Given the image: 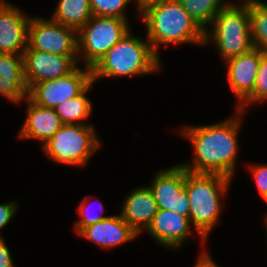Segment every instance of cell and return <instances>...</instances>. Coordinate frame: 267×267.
<instances>
[{
    "mask_svg": "<svg viewBox=\"0 0 267 267\" xmlns=\"http://www.w3.org/2000/svg\"><path fill=\"white\" fill-rule=\"evenodd\" d=\"M267 100V55L261 52V60L258 67L256 83L253 92L237 106L238 110L245 113L247 105L260 103Z\"/></svg>",
    "mask_w": 267,
    "mask_h": 267,
    "instance_id": "603a6c76",
    "label": "cell"
},
{
    "mask_svg": "<svg viewBox=\"0 0 267 267\" xmlns=\"http://www.w3.org/2000/svg\"><path fill=\"white\" fill-rule=\"evenodd\" d=\"M236 114L215 124L180 129L194 149L192 161L181 164L186 170L234 177L239 152L237 135L244 112L236 109Z\"/></svg>",
    "mask_w": 267,
    "mask_h": 267,
    "instance_id": "6da1fadb",
    "label": "cell"
},
{
    "mask_svg": "<svg viewBox=\"0 0 267 267\" xmlns=\"http://www.w3.org/2000/svg\"><path fill=\"white\" fill-rule=\"evenodd\" d=\"M232 179L215 173H196L185 169V189L190 201V222L202 244L217 224L221 213V197Z\"/></svg>",
    "mask_w": 267,
    "mask_h": 267,
    "instance_id": "3957f363",
    "label": "cell"
},
{
    "mask_svg": "<svg viewBox=\"0 0 267 267\" xmlns=\"http://www.w3.org/2000/svg\"><path fill=\"white\" fill-rule=\"evenodd\" d=\"M94 126L90 124H63L43 145L50 159L61 164L85 166L100 147Z\"/></svg>",
    "mask_w": 267,
    "mask_h": 267,
    "instance_id": "8992f818",
    "label": "cell"
},
{
    "mask_svg": "<svg viewBox=\"0 0 267 267\" xmlns=\"http://www.w3.org/2000/svg\"><path fill=\"white\" fill-rule=\"evenodd\" d=\"M248 168L252 173L259 194L261 195L262 199H265L267 197V165L251 164V166Z\"/></svg>",
    "mask_w": 267,
    "mask_h": 267,
    "instance_id": "484cf974",
    "label": "cell"
},
{
    "mask_svg": "<svg viewBox=\"0 0 267 267\" xmlns=\"http://www.w3.org/2000/svg\"><path fill=\"white\" fill-rule=\"evenodd\" d=\"M23 54H0V95L20 103L28 97Z\"/></svg>",
    "mask_w": 267,
    "mask_h": 267,
    "instance_id": "ac0fdd59",
    "label": "cell"
},
{
    "mask_svg": "<svg viewBox=\"0 0 267 267\" xmlns=\"http://www.w3.org/2000/svg\"><path fill=\"white\" fill-rule=\"evenodd\" d=\"M149 185L158 209L171 210L190 219V201L185 189V168L173 165L161 170Z\"/></svg>",
    "mask_w": 267,
    "mask_h": 267,
    "instance_id": "30bf717a",
    "label": "cell"
},
{
    "mask_svg": "<svg viewBox=\"0 0 267 267\" xmlns=\"http://www.w3.org/2000/svg\"><path fill=\"white\" fill-rule=\"evenodd\" d=\"M18 204L15 201L0 204V230L8 225L14 217L18 210ZM0 237L2 236L0 235Z\"/></svg>",
    "mask_w": 267,
    "mask_h": 267,
    "instance_id": "4316f807",
    "label": "cell"
},
{
    "mask_svg": "<svg viewBox=\"0 0 267 267\" xmlns=\"http://www.w3.org/2000/svg\"><path fill=\"white\" fill-rule=\"evenodd\" d=\"M92 82L81 94L71 97L54 108L63 124H85L92 111V103L86 96L87 91L93 86Z\"/></svg>",
    "mask_w": 267,
    "mask_h": 267,
    "instance_id": "ffe728a7",
    "label": "cell"
},
{
    "mask_svg": "<svg viewBox=\"0 0 267 267\" xmlns=\"http://www.w3.org/2000/svg\"><path fill=\"white\" fill-rule=\"evenodd\" d=\"M0 267H15L10 250L3 237H0Z\"/></svg>",
    "mask_w": 267,
    "mask_h": 267,
    "instance_id": "83f0119b",
    "label": "cell"
},
{
    "mask_svg": "<svg viewBox=\"0 0 267 267\" xmlns=\"http://www.w3.org/2000/svg\"><path fill=\"white\" fill-rule=\"evenodd\" d=\"M79 236L90 240L103 249H110L135 239L138 234L119 215H111L93 225L85 227Z\"/></svg>",
    "mask_w": 267,
    "mask_h": 267,
    "instance_id": "9a60e30c",
    "label": "cell"
},
{
    "mask_svg": "<svg viewBox=\"0 0 267 267\" xmlns=\"http://www.w3.org/2000/svg\"><path fill=\"white\" fill-rule=\"evenodd\" d=\"M264 222H265V225H264V227H265V230H266V235H267V214H266V216L264 217Z\"/></svg>",
    "mask_w": 267,
    "mask_h": 267,
    "instance_id": "4dcf8cb0",
    "label": "cell"
},
{
    "mask_svg": "<svg viewBox=\"0 0 267 267\" xmlns=\"http://www.w3.org/2000/svg\"><path fill=\"white\" fill-rule=\"evenodd\" d=\"M185 11L206 30L215 16L229 3L224 0H179Z\"/></svg>",
    "mask_w": 267,
    "mask_h": 267,
    "instance_id": "7402d4cb",
    "label": "cell"
},
{
    "mask_svg": "<svg viewBox=\"0 0 267 267\" xmlns=\"http://www.w3.org/2000/svg\"><path fill=\"white\" fill-rule=\"evenodd\" d=\"M191 222L186 216H182L171 210L158 209L151 224L145 231L151 235L160 245L177 250L190 239Z\"/></svg>",
    "mask_w": 267,
    "mask_h": 267,
    "instance_id": "4fadbf2b",
    "label": "cell"
},
{
    "mask_svg": "<svg viewBox=\"0 0 267 267\" xmlns=\"http://www.w3.org/2000/svg\"><path fill=\"white\" fill-rule=\"evenodd\" d=\"M131 30L91 68L92 80L146 75L161 69L159 57L145 38L134 37Z\"/></svg>",
    "mask_w": 267,
    "mask_h": 267,
    "instance_id": "277c9868",
    "label": "cell"
},
{
    "mask_svg": "<svg viewBox=\"0 0 267 267\" xmlns=\"http://www.w3.org/2000/svg\"><path fill=\"white\" fill-rule=\"evenodd\" d=\"M30 19L12 3L0 0V54H23Z\"/></svg>",
    "mask_w": 267,
    "mask_h": 267,
    "instance_id": "7c38bea8",
    "label": "cell"
},
{
    "mask_svg": "<svg viewBox=\"0 0 267 267\" xmlns=\"http://www.w3.org/2000/svg\"><path fill=\"white\" fill-rule=\"evenodd\" d=\"M204 30V45L215 44L223 61L250 51L253 47L250 30L249 0L229 3ZM211 29V30H210Z\"/></svg>",
    "mask_w": 267,
    "mask_h": 267,
    "instance_id": "5b68a950",
    "label": "cell"
},
{
    "mask_svg": "<svg viewBox=\"0 0 267 267\" xmlns=\"http://www.w3.org/2000/svg\"><path fill=\"white\" fill-rule=\"evenodd\" d=\"M261 51H250L224 61L227 66V80L240 105L254 90Z\"/></svg>",
    "mask_w": 267,
    "mask_h": 267,
    "instance_id": "5bb4252c",
    "label": "cell"
},
{
    "mask_svg": "<svg viewBox=\"0 0 267 267\" xmlns=\"http://www.w3.org/2000/svg\"><path fill=\"white\" fill-rule=\"evenodd\" d=\"M87 196L84 198V200H82V202L79 205V208L77 209L79 212V215L81 216V218L76 221L75 225H74V230L76 231L77 234H79L85 227H88L90 225H93L94 223H97L103 219H106L110 216H104V215H93V214H89V212L87 211L88 208V202L86 201ZM101 203V210L102 212H104V207H103V203ZM88 212V213H87ZM101 212V213H102Z\"/></svg>",
    "mask_w": 267,
    "mask_h": 267,
    "instance_id": "d4e9b609",
    "label": "cell"
},
{
    "mask_svg": "<svg viewBox=\"0 0 267 267\" xmlns=\"http://www.w3.org/2000/svg\"><path fill=\"white\" fill-rule=\"evenodd\" d=\"M127 20L117 17L92 16L77 32L78 62L92 68L129 31Z\"/></svg>",
    "mask_w": 267,
    "mask_h": 267,
    "instance_id": "52a82bcc",
    "label": "cell"
},
{
    "mask_svg": "<svg viewBox=\"0 0 267 267\" xmlns=\"http://www.w3.org/2000/svg\"><path fill=\"white\" fill-rule=\"evenodd\" d=\"M120 215L140 235L151 224L158 207L148 186L137 187L126 196Z\"/></svg>",
    "mask_w": 267,
    "mask_h": 267,
    "instance_id": "e0dca14e",
    "label": "cell"
},
{
    "mask_svg": "<svg viewBox=\"0 0 267 267\" xmlns=\"http://www.w3.org/2000/svg\"><path fill=\"white\" fill-rule=\"evenodd\" d=\"M90 67L77 66L70 74L45 82L34 84L28 91V97L43 107L54 109L60 103L81 94L91 83Z\"/></svg>",
    "mask_w": 267,
    "mask_h": 267,
    "instance_id": "ba28073f",
    "label": "cell"
},
{
    "mask_svg": "<svg viewBox=\"0 0 267 267\" xmlns=\"http://www.w3.org/2000/svg\"><path fill=\"white\" fill-rule=\"evenodd\" d=\"M28 46L59 55H77V32L51 18L32 16L28 26Z\"/></svg>",
    "mask_w": 267,
    "mask_h": 267,
    "instance_id": "9c48e42d",
    "label": "cell"
},
{
    "mask_svg": "<svg viewBox=\"0 0 267 267\" xmlns=\"http://www.w3.org/2000/svg\"><path fill=\"white\" fill-rule=\"evenodd\" d=\"M249 14L253 47L267 55V2L249 0Z\"/></svg>",
    "mask_w": 267,
    "mask_h": 267,
    "instance_id": "44dd1931",
    "label": "cell"
},
{
    "mask_svg": "<svg viewBox=\"0 0 267 267\" xmlns=\"http://www.w3.org/2000/svg\"><path fill=\"white\" fill-rule=\"evenodd\" d=\"M132 0H89L92 15L117 17L127 20L125 7Z\"/></svg>",
    "mask_w": 267,
    "mask_h": 267,
    "instance_id": "cb8c5ba5",
    "label": "cell"
},
{
    "mask_svg": "<svg viewBox=\"0 0 267 267\" xmlns=\"http://www.w3.org/2000/svg\"><path fill=\"white\" fill-rule=\"evenodd\" d=\"M27 103L26 118L18 133L20 139H37L47 143L63 123L54 109L35 104L29 97Z\"/></svg>",
    "mask_w": 267,
    "mask_h": 267,
    "instance_id": "2e32d148",
    "label": "cell"
},
{
    "mask_svg": "<svg viewBox=\"0 0 267 267\" xmlns=\"http://www.w3.org/2000/svg\"><path fill=\"white\" fill-rule=\"evenodd\" d=\"M194 267H220L215 264L208 252L202 251Z\"/></svg>",
    "mask_w": 267,
    "mask_h": 267,
    "instance_id": "f1b7e54d",
    "label": "cell"
},
{
    "mask_svg": "<svg viewBox=\"0 0 267 267\" xmlns=\"http://www.w3.org/2000/svg\"><path fill=\"white\" fill-rule=\"evenodd\" d=\"M146 27V38L160 57L164 44L204 45V30L185 11L179 0H157L143 6L138 13Z\"/></svg>",
    "mask_w": 267,
    "mask_h": 267,
    "instance_id": "7a4b0ae2",
    "label": "cell"
},
{
    "mask_svg": "<svg viewBox=\"0 0 267 267\" xmlns=\"http://www.w3.org/2000/svg\"><path fill=\"white\" fill-rule=\"evenodd\" d=\"M92 16L89 0H59L51 19L78 32Z\"/></svg>",
    "mask_w": 267,
    "mask_h": 267,
    "instance_id": "d6986e66",
    "label": "cell"
},
{
    "mask_svg": "<svg viewBox=\"0 0 267 267\" xmlns=\"http://www.w3.org/2000/svg\"><path fill=\"white\" fill-rule=\"evenodd\" d=\"M24 76L28 88L70 74L79 64L78 55H59L33 50L23 52Z\"/></svg>",
    "mask_w": 267,
    "mask_h": 267,
    "instance_id": "8fae6325",
    "label": "cell"
},
{
    "mask_svg": "<svg viewBox=\"0 0 267 267\" xmlns=\"http://www.w3.org/2000/svg\"><path fill=\"white\" fill-rule=\"evenodd\" d=\"M154 1H157V0H136V3H137L136 7L138 9V12L143 6Z\"/></svg>",
    "mask_w": 267,
    "mask_h": 267,
    "instance_id": "f546056e",
    "label": "cell"
}]
</instances>
